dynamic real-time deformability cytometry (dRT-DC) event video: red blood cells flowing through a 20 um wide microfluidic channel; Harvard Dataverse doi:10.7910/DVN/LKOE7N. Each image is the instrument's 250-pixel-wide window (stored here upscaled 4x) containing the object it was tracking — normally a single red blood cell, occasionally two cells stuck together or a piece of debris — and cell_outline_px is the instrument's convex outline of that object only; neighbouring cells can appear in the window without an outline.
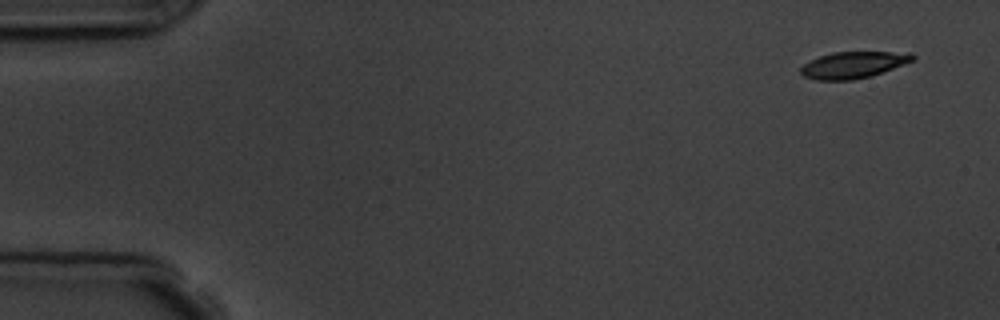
{"species": "common noctule bat (a hibernating species)", "species_latin": "Nyctalus noctula", "temperature_condition": "room temperature", "stored_images_in_passage": 4, "camera_frame_rate_fps": 3000, "um_per_image_px": 0.085, "animal": {"sex": "male", "body_mass_g": 19.5, "forearm_length_mm": 54.6}, "frame": {"image": 1, "passage_image": 1, "time_ms": 0.0, "image_size_px": [1000, 320], "cell_outline_px": [[916, 60], [872, 76], [852, 80], [816, 80], [804, 76], [800, 72], [800, 68], [804, 64], [820, 56], [832, 52], [912, 52], [916, 56]], "centroid_in_image_um": [72.59, 5.51], "position_along_channel_um": 12.4, "area_um2": 17.46}}
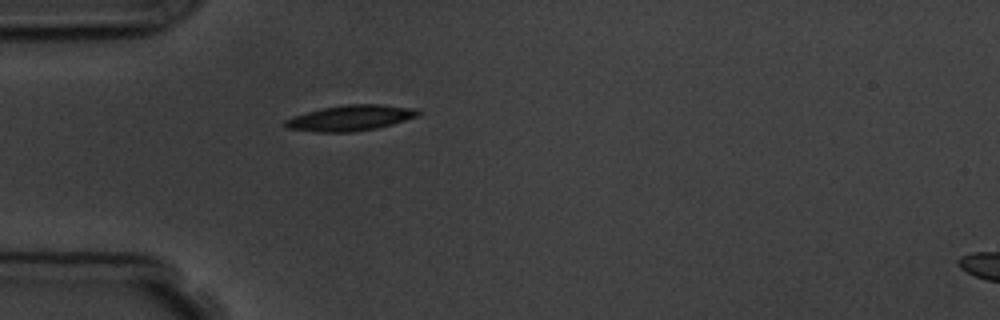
{"frame": {"image": 2, "passage_image": 4, "time_ms": 4.333, "image_size_px": [1000, 320], "cell_outline_px": [[420, 116], [392, 124], [376, 128], [352, 132], [316, 132], [288, 128], [284, 124], [284, 120], [292, 116], [324, 108], [344, 104], [380, 104], [412, 108], [420, 112]], "centroid_in_image_um": [29.79, 10.03], "position_along_channel_um": 55.2, "area_um2": 19.71}}